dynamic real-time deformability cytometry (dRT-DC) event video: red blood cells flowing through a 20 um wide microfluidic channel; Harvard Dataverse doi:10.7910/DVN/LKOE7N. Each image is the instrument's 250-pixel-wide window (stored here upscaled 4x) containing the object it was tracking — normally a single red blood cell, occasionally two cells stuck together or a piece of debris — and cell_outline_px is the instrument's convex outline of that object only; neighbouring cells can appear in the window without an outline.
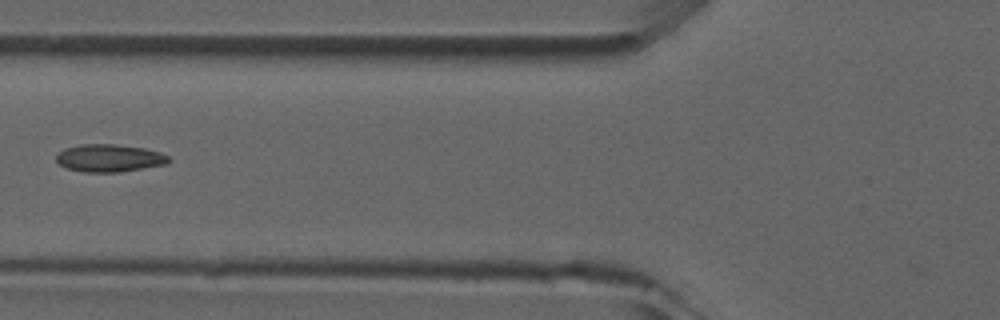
{"species": "common noctule bat (a hibernating species)", "species_latin": "Nyctalus noctula", "temperature_condition": "room temperature", "stored_images_in_passage": 6, "camera_frame_rate_fps": 3000, "um_per_image_px": 0.085, "animal": {"sex": "male", "forearm_length_mm": 52.5}, "frame": {"image": 1, "passage_image": 5, "time_ms": 5.667, "image_size_px": [1000, 320], "cell_outline_px": [[172, 160], [168, 164], [120, 172], [84, 172], [64, 168], [56, 160], [56, 156], [64, 148], [80, 144], [116, 144], [144, 148], [160, 152], [168, 156]], "centroid_in_image_um": [9.31, 13.44], "position_along_channel_um": 116.5, "area_um2": 18.26}}
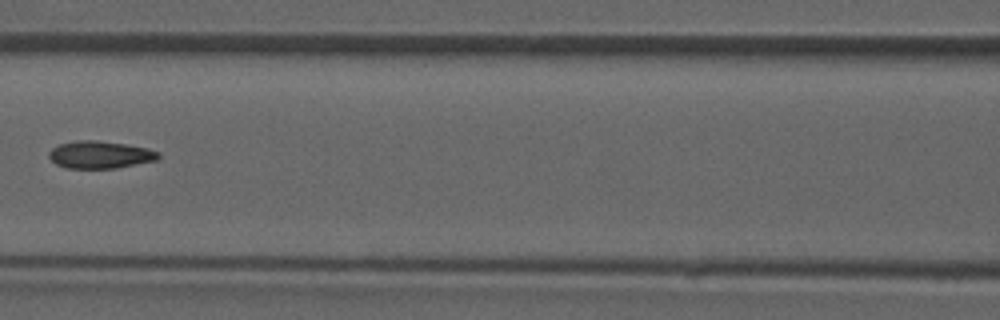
{"frame": {"image": 2, "passage_image": 6, "time_ms": 6.667, "image_size_px": [1000, 320], "cell_outline_px": [[160, 156], [156, 160], [116, 168], [64, 168], [56, 164], [48, 156], [48, 152], [52, 148], [60, 144], [76, 140], [96, 140], [128, 144], [148, 148], [160, 152]], "centroid_in_image_um": [8.5, 13.14], "position_along_channel_um": 158.1, "area_um2": 17.57}}